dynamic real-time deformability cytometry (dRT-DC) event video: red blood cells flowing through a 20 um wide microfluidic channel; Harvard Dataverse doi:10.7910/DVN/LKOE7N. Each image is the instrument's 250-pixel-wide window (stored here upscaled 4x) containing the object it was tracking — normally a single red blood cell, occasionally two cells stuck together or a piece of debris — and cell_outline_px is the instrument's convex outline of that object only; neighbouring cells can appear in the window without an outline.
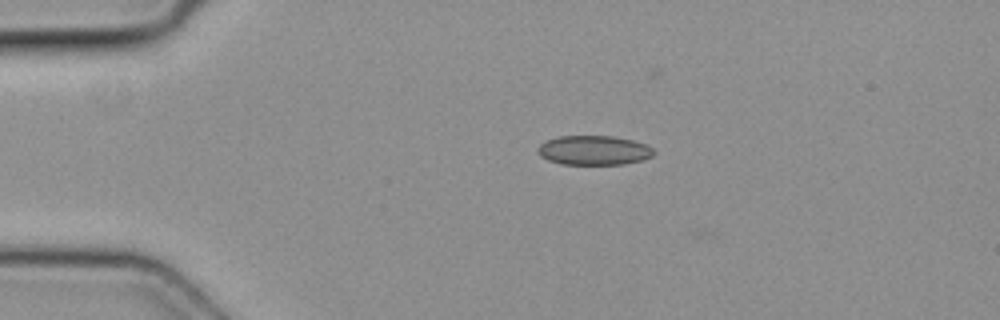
{"species": "common noctule bat (a hibernating species)", "species_latin": "Nyctalus noctula", "temperature_condition": "cold", "stored_images_in_passage": 1, "camera_frame_rate_fps": 3000, "um_per_image_px": 0.085, "animal": {"sex": "female", "body_mass_g": 19.3, "forearm_length_mm": 54.1}, "frame": {"image": 1, "passage_image": 1, "time_ms": 0.0, "image_size_px": [1000, 320], "cell_outline_px": [[656, 152], [652, 156], [644, 160], [624, 164], [560, 164], [548, 160], [540, 156], [536, 152], [536, 148], [540, 144], [548, 140], [560, 136], [616, 136], [632, 140], [644, 144], [652, 148]], "centroid_in_image_um": [50.47, 12.78], "position_along_channel_um": 34.5, "area_um2": 20.0}}